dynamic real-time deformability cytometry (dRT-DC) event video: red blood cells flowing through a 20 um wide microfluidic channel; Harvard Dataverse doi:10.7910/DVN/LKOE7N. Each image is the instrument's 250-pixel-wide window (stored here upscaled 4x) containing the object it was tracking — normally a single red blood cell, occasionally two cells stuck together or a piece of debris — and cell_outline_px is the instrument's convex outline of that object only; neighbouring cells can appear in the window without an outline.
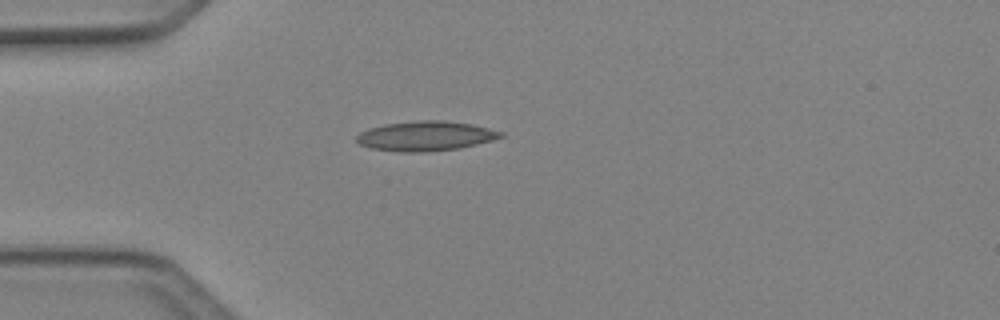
{"species": "Egyptian fruit bat (a non-hibernating species)", "species_latin": "Rousettus aegyptiacus", "temperature_condition": "cold", "stored_images_in_passage": 2, "camera_frame_rate_fps": 3000, "um_per_image_px": 0.085, "animal": {"sex": "female"}, "frame": {"image": 1, "passage_image": 1, "time_ms": 0.0, "image_size_px": [1000, 320], "cell_outline_px": [[504, 136], [492, 140], [460, 148], [424, 152], [396, 152], [372, 148], [360, 144], [356, 140], [356, 136], [360, 132], [368, 128], [384, 124], [416, 120], [444, 120], [472, 124], [504, 132]], "centroid_in_image_um": [36.16, 11.55], "position_along_channel_um": 48.8, "area_um2": 25.09}}